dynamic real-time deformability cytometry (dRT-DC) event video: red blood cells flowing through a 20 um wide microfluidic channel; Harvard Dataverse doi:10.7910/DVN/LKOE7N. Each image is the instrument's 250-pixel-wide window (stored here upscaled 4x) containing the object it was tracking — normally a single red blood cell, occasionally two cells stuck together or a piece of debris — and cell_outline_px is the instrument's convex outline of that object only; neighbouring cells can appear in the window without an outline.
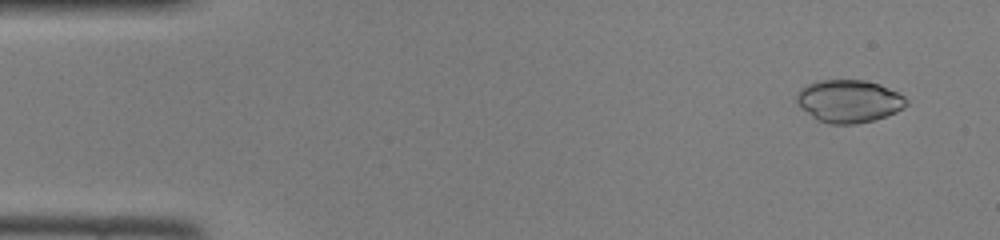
{"species": "common noctule bat (a hibernating species)", "species_latin": "Nyctalus noctula", "temperature_condition": "room temperature", "stored_images_in_passage": 46, "camera_frame_rate_fps": 3000, "um_per_image_px": 0.085, "animal": {"sex": "female", "body_mass_g": 22.0, "forearm_length_mm": 56.7}, "frame": {"image": 1, "passage_image": 3, "time_ms": 0.667, "image_size_px": [1000, 240], "cell_outline_px": [[908, 104], [896, 112], [872, 120], [856, 124], [828, 124], [816, 120], [800, 108], [796, 100], [796, 96], [800, 88], [816, 80], [864, 80], [880, 84], [904, 96], [908, 100]], "centroid_in_image_um": [72.12, 8.6], "position_along_channel_um": 12.9, "area_um2": 27.4}}
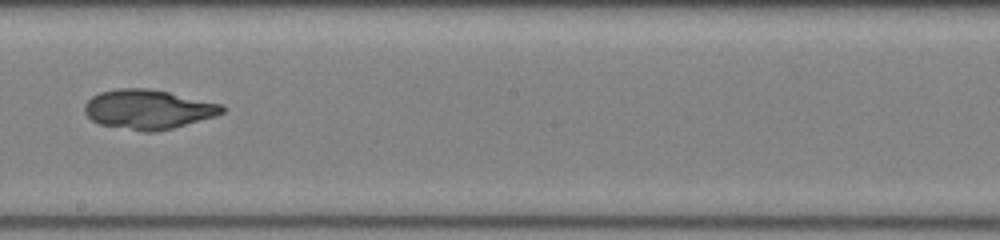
{"frame": {"image": 2, "passage_image": 26, "time_ms": 8.333, "image_size_px": [1000, 240], "cell_outline_px": [[224, 112], [216, 116], [172, 128], [156, 132], [144, 132], [100, 124], [92, 120], [84, 112], [84, 104], [92, 96], [100, 92], [116, 88], [148, 88], [168, 92], [224, 104]], "centroid_in_image_um": [12.59, 9.29], "position_along_channel_um": 235.6, "area_um2": 31.67}}
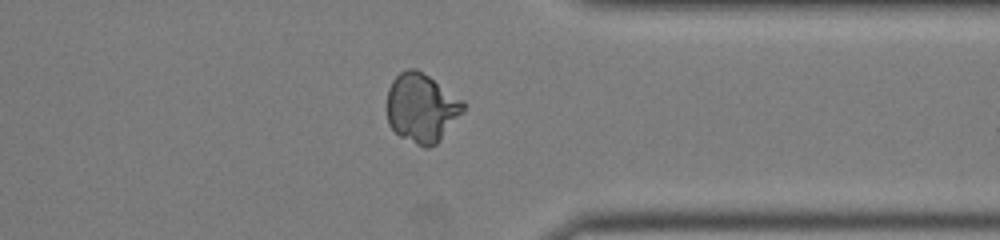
{"frame": {"image": 3, "passage_image": 36, "time_ms": 11.667, "image_size_px": [1000, 240], "cell_outline_px": [[464, 112], [440, 140], [436, 144], [428, 148], [424, 148], [400, 136], [388, 124], [388, 88], [392, 80], [400, 72], [408, 68], [416, 68], [464, 100]], "centroid_in_image_um": [35.85, 9.17], "position_along_channel_um": 375.6, "area_um2": 30.63}}